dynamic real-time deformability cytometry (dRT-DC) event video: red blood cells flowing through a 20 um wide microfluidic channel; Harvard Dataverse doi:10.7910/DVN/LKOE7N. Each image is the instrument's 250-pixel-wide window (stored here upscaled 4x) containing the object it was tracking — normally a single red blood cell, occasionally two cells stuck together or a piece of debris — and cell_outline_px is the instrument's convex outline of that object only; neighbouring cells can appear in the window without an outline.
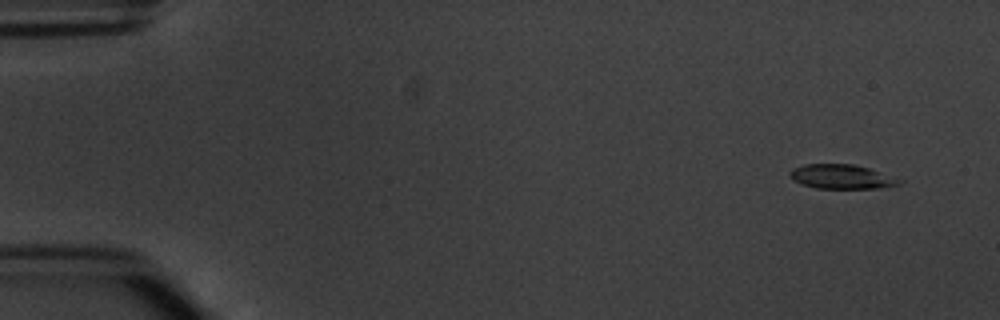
{"species": "common noctule bat (a hibernating species)", "species_latin": "Nyctalus noctula", "temperature_condition": "warm", "stored_images_in_passage": 5, "camera_frame_rate_fps": 3000, "um_per_image_px": 0.085, "animal": {"sex": "male", "body_mass_g": 20.1, "forearm_length_mm": 53.5}, "frame": {"image": 1, "passage_image": 2, "time_ms": 1.0, "image_size_px": [1000, 320], "cell_outline_px": [[904, 180], [900, 184], [880, 188], [816, 188], [800, 184], [792, 180], [788, 176], [788, 172], [792, 168], [804, 164], [852, 164], [868, 168]], "centroid_in_image_um": [71.48, 15.02], "position_along_channel_um": 13.5, "area_um2": 15.61}}
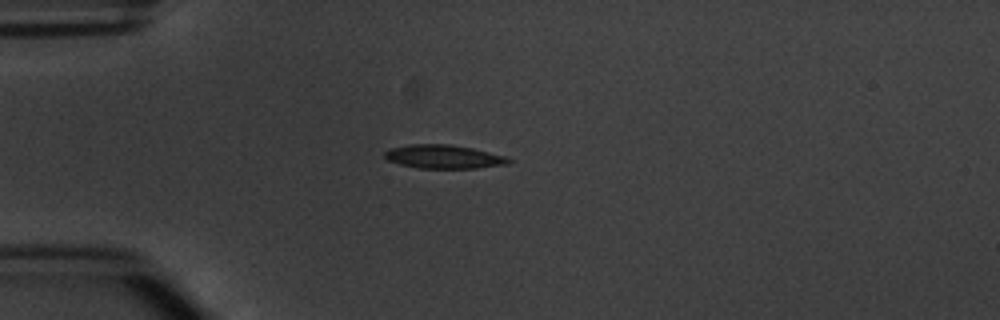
{"frame": {"image": 2, "passage_image": 5, "time_ms": 4.667, "image_size_px": [1000, 320], "cell_outline_px": [[512, 160], [508, 164], [476, 168], [420, 168], [400, 164], [388, 160], [384, 156], [384, 152], [388, 148], [412, 144], [448, 144], [472, 148], [508, 156]], "centroid_in_image_um": [37.73, 13.31], "position_along_channel_um": 47.3, "area_um2": 17.11}}